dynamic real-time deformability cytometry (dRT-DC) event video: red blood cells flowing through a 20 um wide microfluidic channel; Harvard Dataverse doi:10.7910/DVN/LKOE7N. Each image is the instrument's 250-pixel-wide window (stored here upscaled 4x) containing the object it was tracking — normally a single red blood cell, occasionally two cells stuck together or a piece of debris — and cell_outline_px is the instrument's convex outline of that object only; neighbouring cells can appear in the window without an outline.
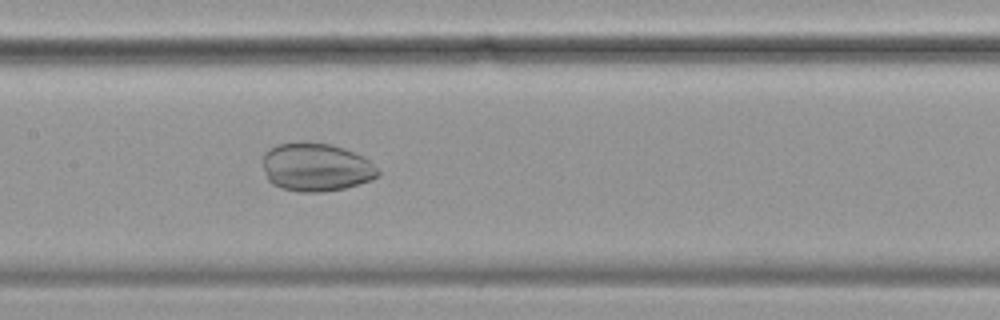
{"species": "common noctule bat (a hibernating species)", "species_latin": "Nyctalus noctula", "temperature_condition": "cold", "stored_images_in_passage": 40, "camera_frame_rate_fps": 3000, "um_per_image_px": 0.085, "animal": {"sex": "female", "body_mass_g": 19.9}, "frame": {"image": 1, "passage_image": 10, "time_ms": 3.0, "image_size_px": [1000, 320], "cell_outline_px": [[380, 176], [372, 180], [344, 188], [324, 192], [300, 192], [280, 188], [272, 184], [268, 180], [264, 172], [264, 152], [268, 148], [276, 144], [296, 140], [300, 140], [332, 144], [344, 148], [364, 156], [380, 172]], "centroid_in_image_um": [26.84, 14.19], "position_along_channel_um": 180.6, "area_um2": 33.06}}
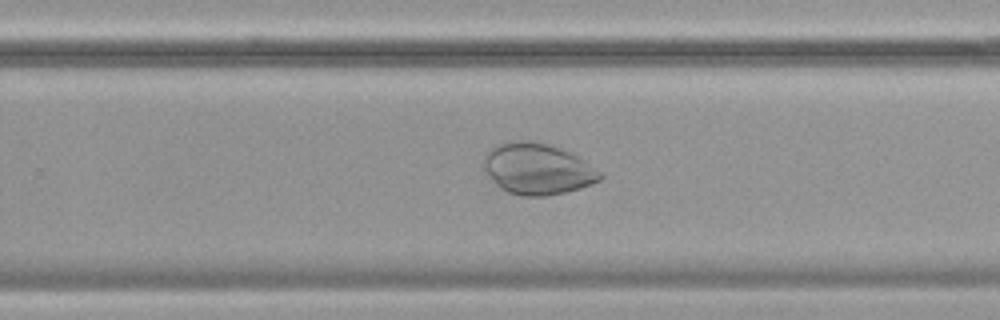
{"frame": {"image": 2, "passage_image": 19, "time_ms": 6.0, "image_size_px": [1000, 320], "cell_outline_px": [[604, 176], [600, 180], [580, 188], [564, 192], [544, 196], [524, 196], [508, 192], [500, 188], [496, 184], [480, 164], [488, 148], [496, 144], [508, 140], [532, 140], [548, 144], [560, 148], [576, 156], [600, 172]], "centroid_in_image_um": [45.61, 14.33], "position_along_channel_um": 284.2, "area_um2": 34.8}}
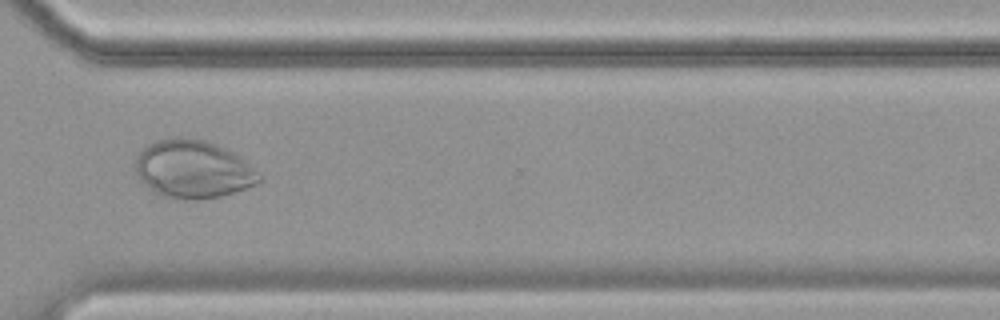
{"frame": {"image": 3, "passage_image": 25, "time_ms": 8.0, "image_size_px": [1000, 320], "cell_outline_px": [[264, 180], [248, 188], [220, 196], [200, 200], [172, 200], [160, 196], [144, 184], [140, 180], [136, 172], [136, 156], [148, 144], [156, 140], [176, 136], [188, 136], [204, 140], [216, 144], [240, 156]], "centroid_in_image_um": [16.39, 14.39], "position_along_channel_um": 354.2, "area_um2": 42.31}}